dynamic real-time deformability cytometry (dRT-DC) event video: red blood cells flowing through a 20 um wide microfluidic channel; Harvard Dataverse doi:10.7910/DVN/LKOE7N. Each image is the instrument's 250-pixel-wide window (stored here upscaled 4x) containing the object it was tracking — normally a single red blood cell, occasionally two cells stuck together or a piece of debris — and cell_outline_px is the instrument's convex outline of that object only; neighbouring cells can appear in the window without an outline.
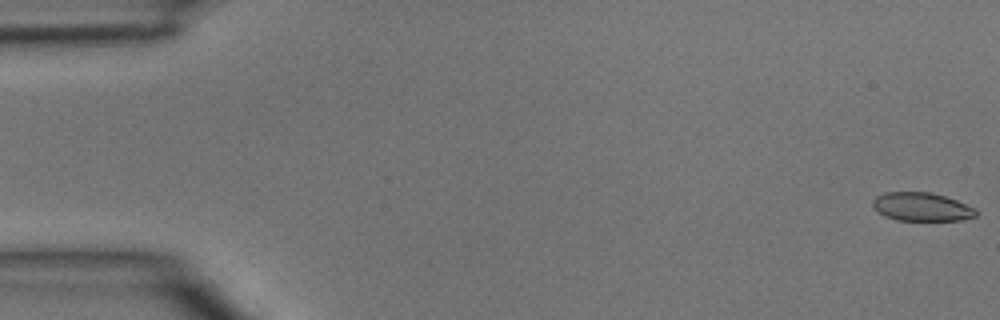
{"species": "common noctule bat (a hibernating species)", "species_latin": "Nyctalus noctula", "temperature_condition": "room temperature", "stored_images_in_passage": 25, "camera_frame_rate_fps": 3000, "um_per_image_px": 0.085, "animal": {"sex": "male", "body_mass_g": 15.6}, "frame": {"image": 1, "passage_image": 1, "time_ms": 0.0, "image_size_px": [1000, 320], "cell_outline_px": [[976, 216], [964, 220], [896, 220], [884, 216], [872, 204], [872, 200], [876, 196], [884, 192], [928, 192], [944, 196], [956, 200], [976, 208]], "centroid_in_image_um": [78.34, 17.58], "position_along_channel_um": 6.7, "area_um2": 17.05}}
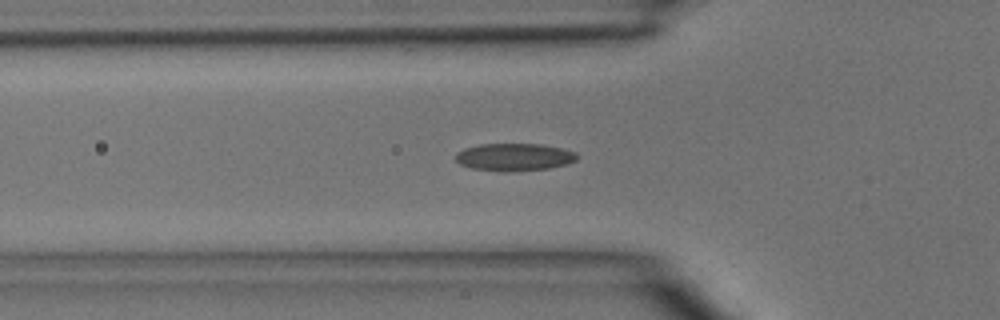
{"frame": {"image": 2, "passage_image": 16, "time_ms": 5.0, "image_size_px": [1000, 320], "cell_outline_px": [[580, 156], [576, 160], [568, 164], [548, 168], [512, 172], [500, 172], [472, 168], [460, 164], [456, 160], [456, 152], [464, 148], [480, 144], [540, 144], [560, 148], [576, 152]], "centroid_in_image_um": [43.72, 13.36], "position_along_channel_um": 82.1, "area_um2": 19.65}}
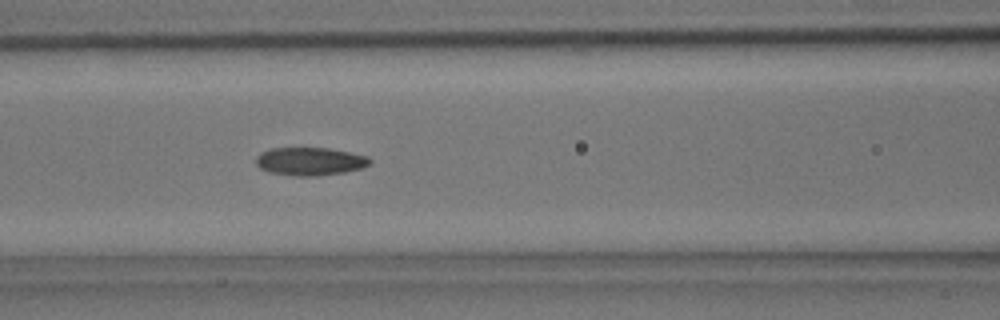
{"frame": {"image": 3, "passage_image": 20, "time_ms": 6.333, "image_size_px": [1000, 320], "cell_outline_px": [[372, 164], [360, 168], [344, 172], [316, 176], [296, 176], [268, 172], [260, 168], [256, 164], [256, 156], [260, 152], [272, 148], [328, 148], [368, 156], [372, 160]], "centroid_in_image_um": [26.34, 13.71], "position_along_channel_um": 140.3, "area_um2": 18.67}}